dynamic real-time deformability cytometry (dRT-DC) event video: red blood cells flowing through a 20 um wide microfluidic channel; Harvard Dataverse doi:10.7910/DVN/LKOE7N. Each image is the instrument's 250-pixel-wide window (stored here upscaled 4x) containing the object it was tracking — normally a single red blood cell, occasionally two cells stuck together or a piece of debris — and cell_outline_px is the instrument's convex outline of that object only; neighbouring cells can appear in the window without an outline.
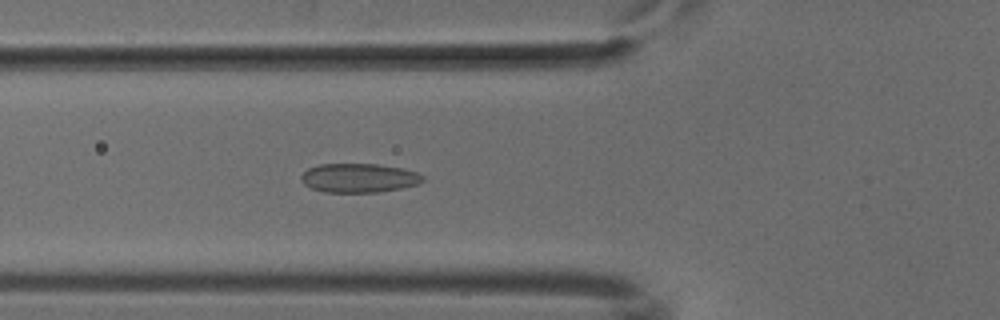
{"species": "common noctule bat (a hibernating species)", "species_latin": "Nyctalus noctula", "temperature_condition": "cold", "stored_images_in_passage": 51, "camera_frame_rate_fps": 3000, "um_per_image_px": 0.085, "animal": {"sex": "male", "body_mass_g": 18.8}, "frame": {"image": 1, "passage_image": 18, "time_ms": 5.667, "image_size_px": [1000, 320], "cell_outline_px": [[424, 180], [416, 184], [400, 188], [380, 192], [324, 192], [312, 188], [304, 184], [300, 180], [300, 176], [308, 168], [320, 164], [376, 164], [400, 168], [416, 172], [424, 176]], "centroid_in_image_um": [30.47, 15.13], "position_along_channel_um": 95.3, "area_um2": 20.46}}
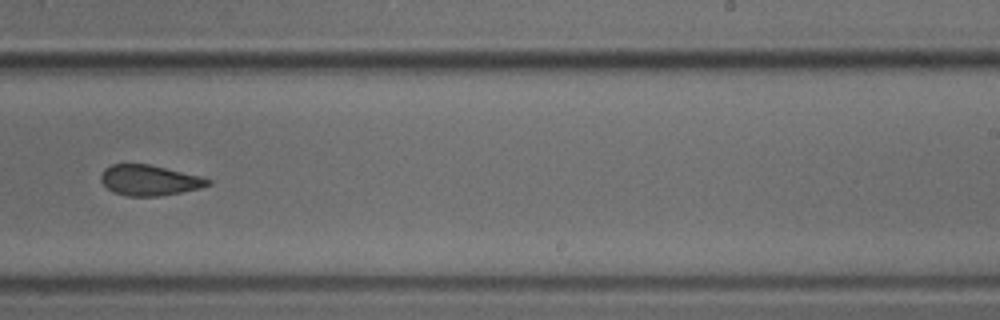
{"frame": {"image": 2, "passage_image": 32, "time_ms": 10.333, "image_size_px": [1000, 320], "cell_outline_px": [[212, 184], [200, 188], [180, 192], [156, 196], [128, 196], [112, 192], [100, 180], [100, 176], [104, 168], [112, 164], [148, 164], [200, 176], [212, 180]], "centroid_in_image_um": [12.68, 15.32], "position_along_channel_um": 276.3, "area_um2": 18.9}}
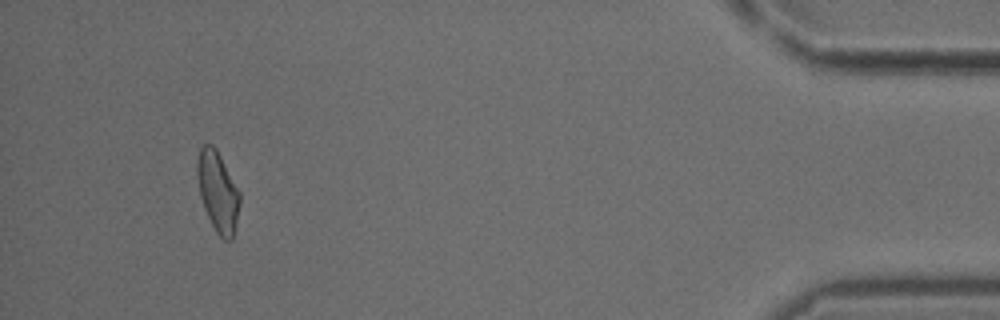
{"frame": {"image": 3, "passage_image": 48, "time_ms": 15.667, "image_size_px": [1000, 320], "cell_outline_px": [[240, 204], [232, 240], [224, 240], [216, 232], [204, 208], [200, 196], [196, 176], [196, 164], [200, 148], [204, 144], [212, 144], [216, 148], [240, 192]], "centroid_in_image_um": [18.5, 16.27], "position_along_channel_um": 416.7, "area_um2": 19.88}}